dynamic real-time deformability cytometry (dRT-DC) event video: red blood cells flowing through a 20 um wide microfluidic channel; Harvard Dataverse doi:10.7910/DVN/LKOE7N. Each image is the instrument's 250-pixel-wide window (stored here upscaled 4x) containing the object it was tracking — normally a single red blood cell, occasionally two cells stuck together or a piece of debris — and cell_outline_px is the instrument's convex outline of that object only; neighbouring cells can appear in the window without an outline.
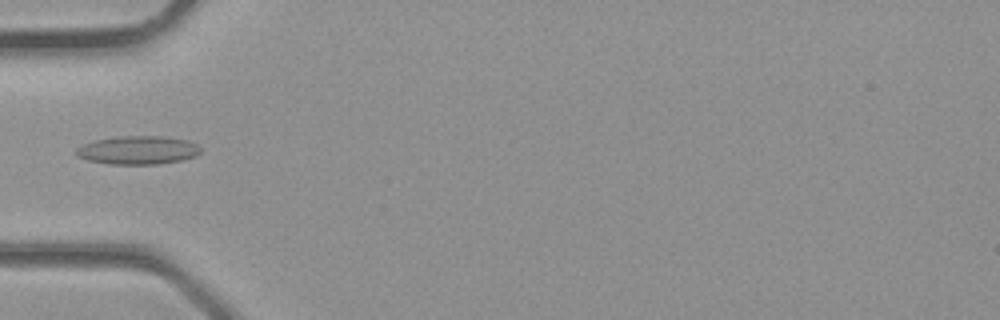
{"species": "common noctule bat (a hibernating species)", "species_latin": "Nyctalus noctula", "temperature_condition": "room temperature", "stored_images_in_passage": 3, "camera_frame_rate_fps": 3000, "um_per_image_px": 0.085, "animal": {"sex": "male", "body_mass_g": 23.1, "forearm_length_mm": 52.7}, "frame": {"image": 1, "passage_image": 3, "time_ms": 0.667, "image_size_px": [1000, 320], "cell_outline_px": [[200, 152], [196, 156], [184, 160], [160, 164], [108, 164], [88, 160], [76, 156], [76, 148], [84, 144], [96, 140], [120, 136], [160, 136], [188, 140], [196, 144], [200, 148]], "centroid_in_image_um": [11.74, 12.77], "position_along_channel_um": 73.3, "area_um2": 20.63}}